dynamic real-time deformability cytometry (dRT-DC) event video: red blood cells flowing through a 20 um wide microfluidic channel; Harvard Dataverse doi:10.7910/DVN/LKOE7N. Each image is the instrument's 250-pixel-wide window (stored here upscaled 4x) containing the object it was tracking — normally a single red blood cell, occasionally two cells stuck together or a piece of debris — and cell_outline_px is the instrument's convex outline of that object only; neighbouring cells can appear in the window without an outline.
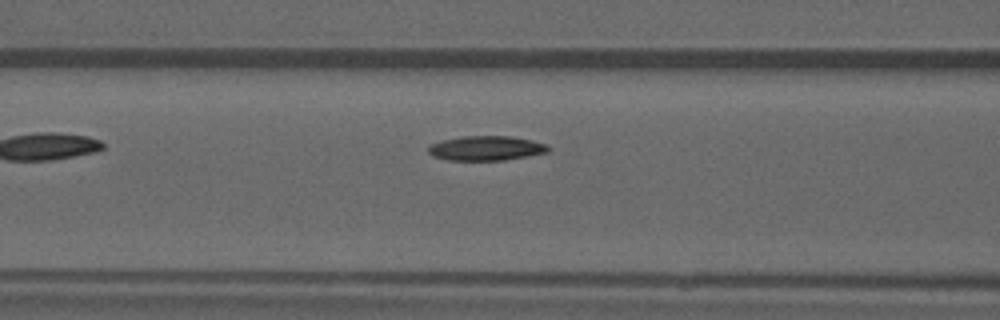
{"species": "common noctule bat (a hibernating species)", "species_latin": "Nyctalus noctula", "temperature_condition": "warm", "stored_images_in_passage": 4, "camera_frame_rate_fps": 3000, "um_per_image_px": 0.085, "animal": {"sex": "male", "forearm_length_mm": 52.5}, "frame": {"image": 1, "passage_image": 4, "time_ms": 4.667, "image_size_px": [1000, 320], "cell_outline_px": [[552, 148], [548, 152], [528, 156], [504, 160], [448, 160], [432, 156], [428, 152], [428, 144], [444, 140], [464, 136], [512, 136], [532, 140], [548, 144]], "centroid_in_image_um": [41.35, 12.6], "position_along_channel_um": 125.2, "area_um2": 17.34}}